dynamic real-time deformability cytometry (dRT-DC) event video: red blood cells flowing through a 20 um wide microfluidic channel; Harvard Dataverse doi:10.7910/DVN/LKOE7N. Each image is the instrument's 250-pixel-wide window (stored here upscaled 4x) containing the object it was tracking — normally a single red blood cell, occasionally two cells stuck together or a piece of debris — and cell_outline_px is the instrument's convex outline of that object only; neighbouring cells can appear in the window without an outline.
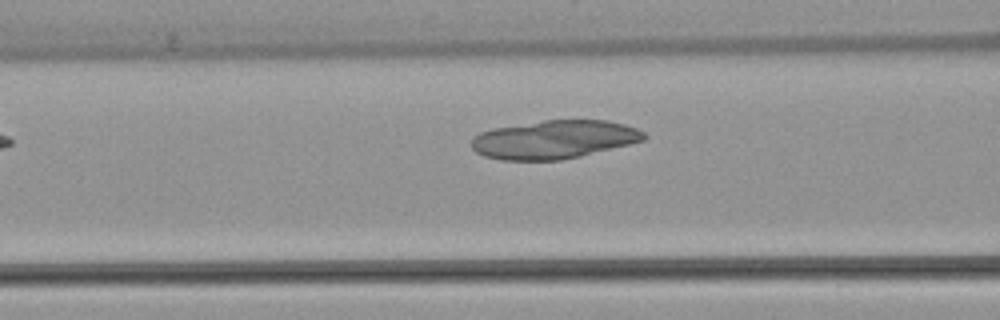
{"species": "common noctule bat (a hibernating species)", "species_latin": "Nyctalus noctula", "temperature_condition": "warm", "stored_images_in_passage": 4, "camera_frame_rate_fps": 3000, "um_per_image_px": 0.085, "animal": {"sex": "female", "body_mass_g": 22.7, "forearm_length_mm": 54.2}, "frame": {"image": 1, "passage_image": 3, "time_ms": 3.333, "image_size_px": [1000, 320], "cell_outline_px": [[648, 136], [644, 140], [580, 156], [560, 160], [500, 160], [484, 156], [476, 152], [472, 148], [472, 136], [480, 132], [492, 128], [544, 120], [608, 120], [624, 124], [636, 128], [644, 132]], "centroid_in_image_um": [47.07, 11.85], "position_along_channel_um": 119.5, "area_um2": 38.61}}
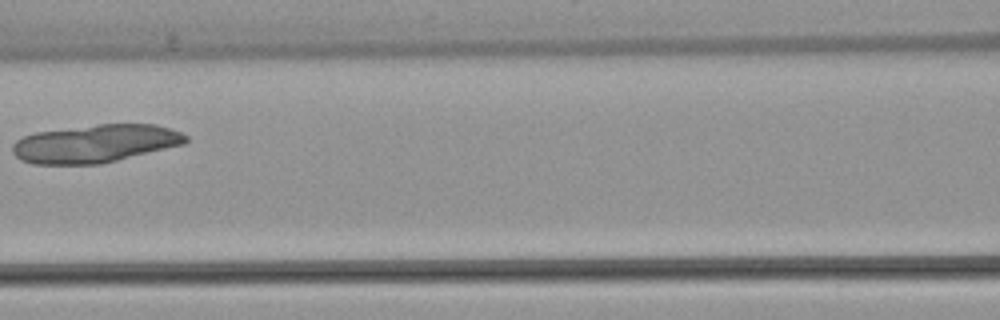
{"frame": {"image": 2, "passage_image": 4, "time_ms": 4.333, "image_size_px": [1000, 320], "cell_outline_px": [[188, 140], [184, 144], [100, 164], [32, 164], [20, 160], [12, 152], [12, 144], [16, 140], [24, 136], [36, 132], [100, 124], [156, 124], [180, 132], [188, 136]], "centroid_in_image_um": [8.07, 12.21], "position_along_channel_um": 158.5, "area_um2": 38.21}}